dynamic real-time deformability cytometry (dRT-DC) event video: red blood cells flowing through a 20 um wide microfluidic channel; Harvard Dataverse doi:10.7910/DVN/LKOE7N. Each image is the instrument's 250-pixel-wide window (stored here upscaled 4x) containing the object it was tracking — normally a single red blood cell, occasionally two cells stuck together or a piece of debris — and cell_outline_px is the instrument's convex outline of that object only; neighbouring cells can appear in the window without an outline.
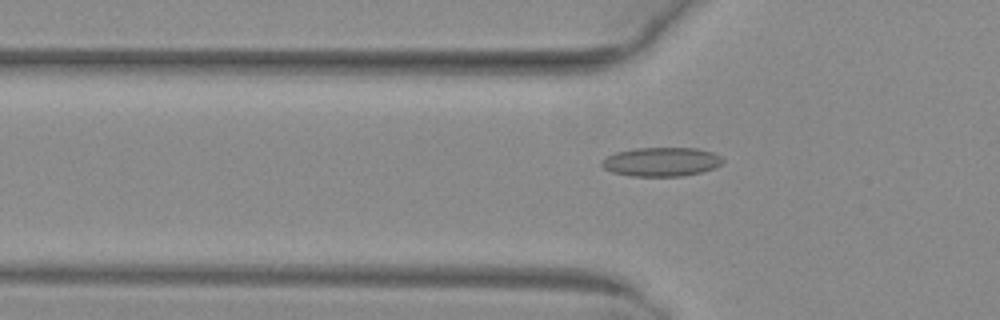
{"species": "common noctule bat (a hibernating species)", "species_latin": "Nyctalus noctula", "temperature_condition": "warm", "stored_images_in_passage": 43, "camera_frame_rate_fps": 3000, "um_per_image_px": 0.085, "animal": {"sex": "female", "body_mass_g": 29.2, "forearm_length_mm": 56.3}, "frame": {"image": 1, "passage_image": 9, "time_ms": 2.667, "image_size_px": [1000, 320], "cell_outline_px": [[724, 160], [720, 164], [712, 168], [700, 172], [680, 176], [632, 176], [612, 172], [604, 168], [600, 164], [600, 160], [616, 152], [636, 148], [696, 148], [712, 152], [720, 156]], "centroid_in_image_um": [56.17, 13.75], "position_along_channel_um": 69.6, "area_um2": 20.29}}
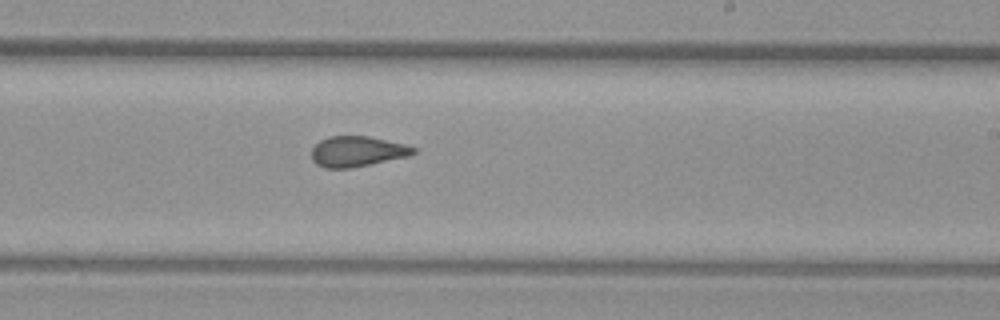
{"frame": {"image": 2, "passage_image": 23, "time_ms": 7.333, "image_size_px": [1000, 320], "cell_outline_px": [[416, 152], [408, 156], [352, 168], [324, 168], [316, 164], [312, 160], [312, 148], [320, 140], [328, 136], [368, 136], [404, 144], [416, 148]], "centroid_in_image_um": [30.33, 12.87], "position_along_channel_um": 258.7, "area_um2": 18.03}}
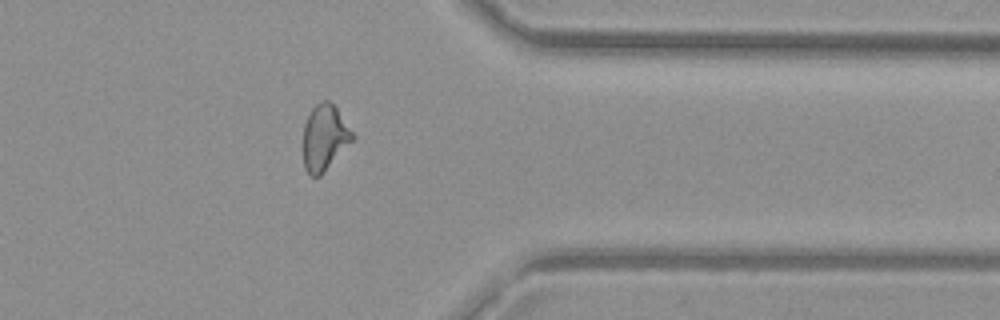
{"frame": {"image": 3, "passage_image": 33, "time_ms": 10.667, "image_size_px": [1000, 320], "cell_outline_px": [[356, 136], [320, 176], [312, 176], [304, 168], [304, 124], [312, 108], [320, 100], [328, 100], [336, 108]], "centroid_in_image_um": [27.59, 11.68], "position_along_channel_um": 383.8, "area_um2": 18.55}, "authors_computed_cell_mechanics": {"area_um2": 18.9584, "velocity_mm_per_s": 4.0628, "shape_relaxation_time_tau1_ms": null, "shape_relaxation_time_tau2_ms": 1.227, "deformation_change_tau1": null, "deformation_change_tau2": 0.0701}}